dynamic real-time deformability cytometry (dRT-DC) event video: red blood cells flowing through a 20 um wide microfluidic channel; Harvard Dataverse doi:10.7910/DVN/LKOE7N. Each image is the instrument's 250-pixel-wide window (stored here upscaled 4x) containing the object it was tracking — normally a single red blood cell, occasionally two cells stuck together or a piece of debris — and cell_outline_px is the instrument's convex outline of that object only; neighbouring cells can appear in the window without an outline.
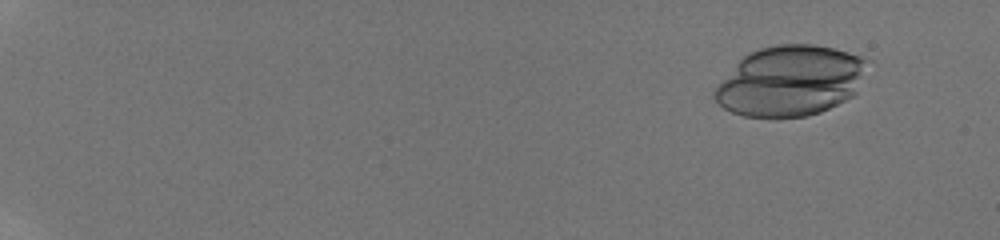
{"species": "human", "species_latin": "Homo sapiens", "temperature_condition": "room temperature", "stored_images_in_passage": 27, "segment_of_instrument_passage": [1, 2], "camera_frame_rate_fps": 3000, "um_per_image_px": 0.085, "donor": {"sex": "male"}, "frame": {"image": 1, "passage_image": 3, "time_ms": 1.667, "image_size_px": [1000, 240], "cell_outline_px": [[872, 60], [856, 92], [852, 96], [820, 112], [808, 116], [744, 116], [732, 112], [724, 108], [712, 96], [712, 92], [716, 84], [748, 52], [760, 48], [776, 44], [816, 44], [848, 52]], "centroid_in_image_um": [67.19, 6.85], "position_along_channel_um": 17.8, "area_um2": 62.71}}